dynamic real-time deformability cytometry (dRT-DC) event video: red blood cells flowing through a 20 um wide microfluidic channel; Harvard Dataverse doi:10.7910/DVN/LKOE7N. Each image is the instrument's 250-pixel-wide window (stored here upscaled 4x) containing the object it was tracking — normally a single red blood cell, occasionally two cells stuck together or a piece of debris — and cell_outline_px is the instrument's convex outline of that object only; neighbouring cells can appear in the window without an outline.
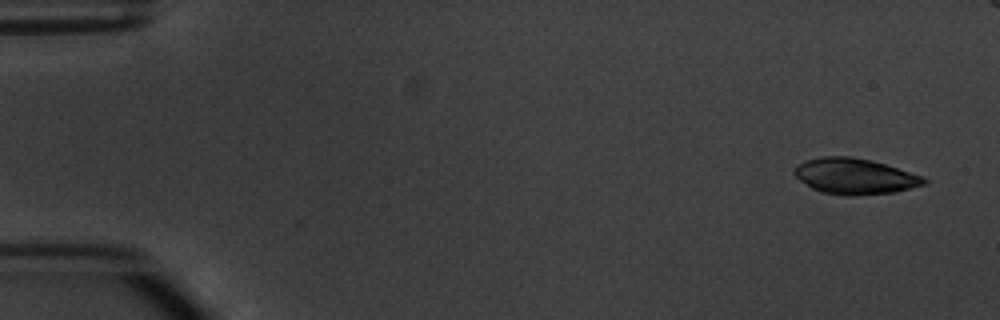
{"species": "common noctule bat (a hibernating species)", "species_latin": "Nyctalus noctula", "temperature_condition": "warm", "stored_images_in_passage": 5, "camera_frame_rate_fps": 3000, "um_per_image_px": 0.085, "animal": {"sex": "male", "body_mass_g": 20.1, "forearm_length_mm": 53.5}, "frame": {"image": 1, "passage_image": 1, "time_ms": 0.0, "image_size_px": [1000, 320], "cell_outline_px": [[928, 180], [924, 184], [896, 192], [852, 196], [844, 196], [820, 192], [812, 188], [800, 180], [792, 172], [792, 168], [796, 164], [804, 160], [820, 156], [848, 156], [872, 160], [924, 176]], "centroid_in_image_um": [72.62, 14.98], "position_along_channel_um": 12.4, "area_um2": 27.4}}